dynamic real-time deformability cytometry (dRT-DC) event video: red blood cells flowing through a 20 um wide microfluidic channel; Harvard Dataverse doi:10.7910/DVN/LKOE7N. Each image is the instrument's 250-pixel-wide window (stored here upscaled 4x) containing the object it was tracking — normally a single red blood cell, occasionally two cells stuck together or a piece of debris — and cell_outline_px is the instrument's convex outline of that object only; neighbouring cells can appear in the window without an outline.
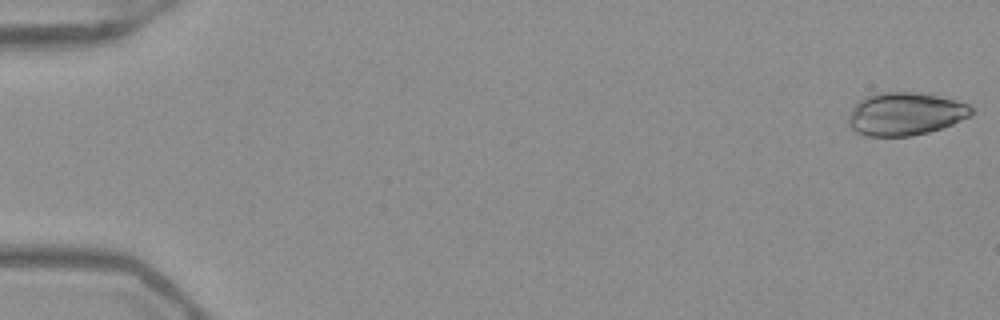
{"species": "Egyptian fruit bat (a non-hibernating species)", "species_latin": "Rousettus aegyptiacus", "temperature_condition": "warm", "stored_images_in_passage": 52, "camera_frame_rate_fps": 3000, "um_per_image_px": 0.085, "frame": {"image": 1, "passage_image": 1, "time_ms": 0.0, "image_size_px": [1000, 320], "cell_outline_px": [[972, 116], [952, 124], [928, 132], [912, 136], [864, 136], [856, 132], [848, 124], [848, 116], [852, 108], [864, 96], [876, 92], [916, 92], [956, 100], [968, 104], [972, 108]], "centroid_in_image_um": [76.92, 9.68], "position_along_channel_um": 8.1, "area_um2": 30.87}}
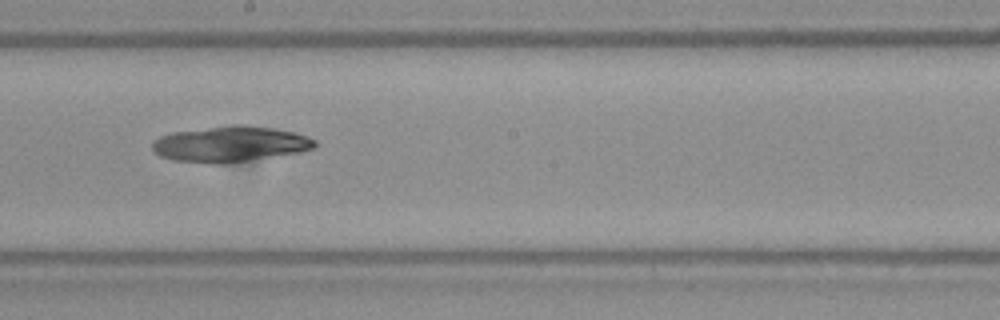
{"frame": {"image": 2, "passage_image": 30, "time_ms": 9.667, "image_size_px": [1000, 320], "cell_outline_px": [[316, 148], [300, 152], [232, 164], [212, 164], [172, 160], [160, 156], [152, 152], [152, 140], [160, 136], [172, 132], [232, 124], [244, 124], [272, 128], [296, 132], [316, 140]], "centroid_in_image_um": [19.56, 12.26], "position_along_channel_um": 228.6, "area_um2": 34.56}}
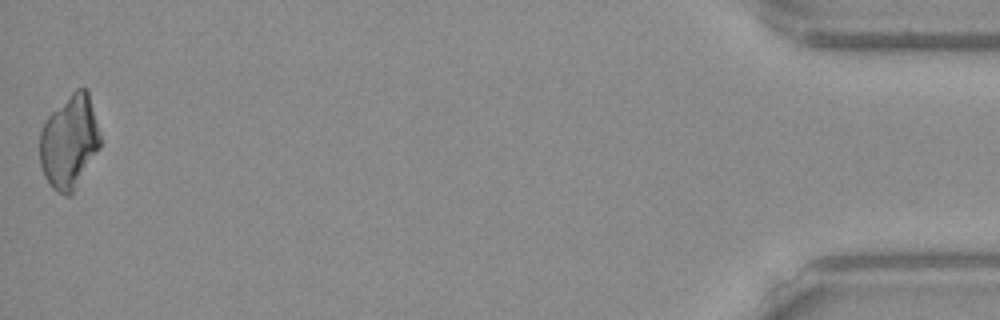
{"frame": {"image": 3, "passage_image": 52, "time_ms": 17.0, "image_size_px": [1000, 320], "cell_outline_px": [[104, 140], [100, 148], [72, 196], [64, 196], [52, 188], [44, 176], [40, 164], [40, 132], [48, 116], [76, 88], [84, 88], [88, 92]], "centroid_in_image_um": [5.93, 12.09], "position_along_channel_um": 429.3, "area_um2": 33.47}}